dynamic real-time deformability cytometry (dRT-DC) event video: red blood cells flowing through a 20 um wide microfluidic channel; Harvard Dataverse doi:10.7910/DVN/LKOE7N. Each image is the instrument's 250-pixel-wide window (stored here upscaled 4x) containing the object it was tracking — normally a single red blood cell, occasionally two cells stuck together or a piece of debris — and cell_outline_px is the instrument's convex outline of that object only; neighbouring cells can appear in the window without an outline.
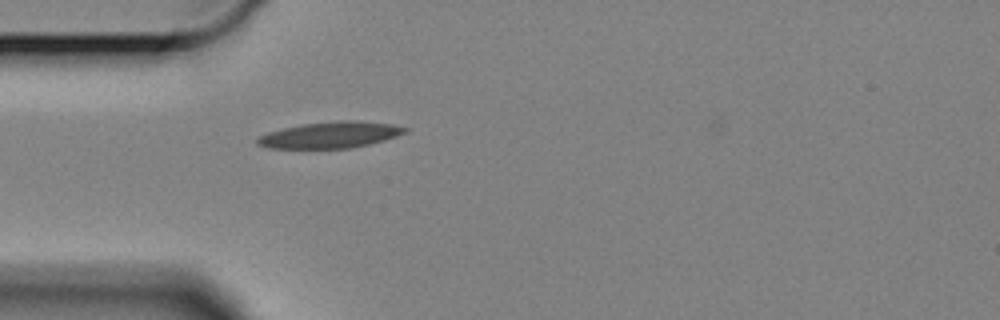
{"species": "Egyptian fruit bat (a non-hibernating species)", "species_latin": "Rousettus aegyptiacus", "temperature_condition": "cold", "stored_images_in_passage": 45, "camera_frame_rate_fps": 3000, "um_per_image_px": 0.085, "animal": {"sex": "female"}, "frame": {"image": 1, "passage_image": 2, "time_ms": 0.333, "image_size_px": [1000, 320], "cell_outline_px": [[408, 132], [384, 140], [368, 144], [348, 148], [268, 148], [256, 144], [256, 140], [260, 136], [268, 132], [284, 128], [304, 124], [340, 120], [356, 120], [392, 124], [408, 128]], "centroid_in_image_um": [28.09, 11.46], "position_along_channel_um": 56.9, "area_um2": 22.43}}
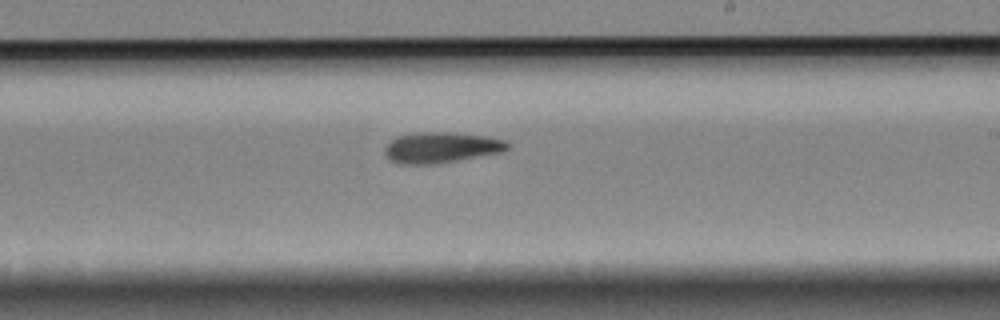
{"frame": {"image": 2, "passage_image": 20, "time_ms": 6.333, "image_size_px": [1000, 320], "cell_outline_px": [[508, 148], [500, 152], [432, 164], [404, 164], [392, 160], [384, 152], [384, 148], [396, 136], [412, 132], [452, 132], [484, 136], [504, 140], [508, 144]], "centroid_in_image_um": [37.45, 12.51], "position_along_channel_um": 251.5, "area_um2": 21.56}}
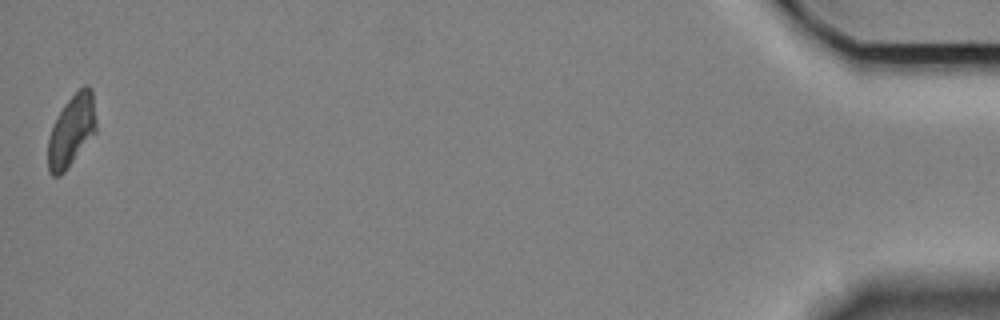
{"frame": {"image": 3, "passage_image": 45, "time_ms": 14.667, "image_size_px": [1000, 320], "cell_outline_px": [[96, 132], [64, 172], [60, 176], [52, 176], [48, 172], [48, 140], [52, 128], [64, 104], [84, 84], [88, 84], [92, 88], [96, 120]], "centroid_in_image_um": [6.09, 11.1], "position_along_channel_um": 429.1, "area_um2": 19.94}, "authors_computed_cell_mechanics": {"area_um2": 21.1548, "velocity_mm_per_s": 3.282, "shape_relaxation_time_tau1_ms": 5.4605, "shape_relaxation_time_tau2_ms": 7.063, "deformation_change_tau1": 0.1494, "deformation_change_tau2": 0.1504}}